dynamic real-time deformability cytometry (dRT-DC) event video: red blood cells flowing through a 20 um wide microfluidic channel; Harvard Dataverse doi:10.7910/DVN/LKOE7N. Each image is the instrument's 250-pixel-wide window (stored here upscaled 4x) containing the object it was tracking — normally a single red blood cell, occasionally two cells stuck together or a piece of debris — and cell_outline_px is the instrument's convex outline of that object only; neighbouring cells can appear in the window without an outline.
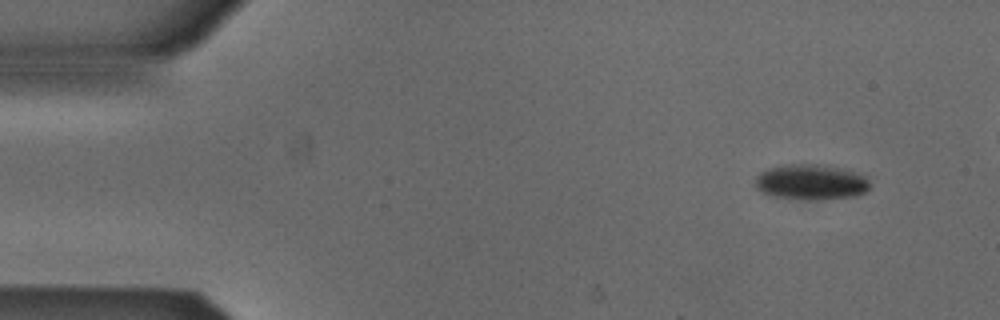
{"species": "Egyptian fruit bat (a non-hibernating species)", "species_latin": "Rousettus aegyptiacus", "temperature_condition": "cold", "stored_images_in_passage": 13, "camera_frame_rate_fps": 3000, "um_per_image_px": 0.085, "animal": {"sex": "male"}, "frame": {"image": 1, "passage_image": 1, "time_ms": 0.0, "image_size_px": [1000, 320], "cell_outline_px": [[868, 188], [864, 192], [856, 196], [816, 200], [808, 200], [772, 196], [760, 192], [752, 184], [756, 176], [760, 172], [768, 168], [784, 164], [816, 164], [840, 168], [868, 176]], "centroid_in_image_um": [68.87, 15.48], "position_along_channel_um": 16.1, "area_um2": 23.93}}